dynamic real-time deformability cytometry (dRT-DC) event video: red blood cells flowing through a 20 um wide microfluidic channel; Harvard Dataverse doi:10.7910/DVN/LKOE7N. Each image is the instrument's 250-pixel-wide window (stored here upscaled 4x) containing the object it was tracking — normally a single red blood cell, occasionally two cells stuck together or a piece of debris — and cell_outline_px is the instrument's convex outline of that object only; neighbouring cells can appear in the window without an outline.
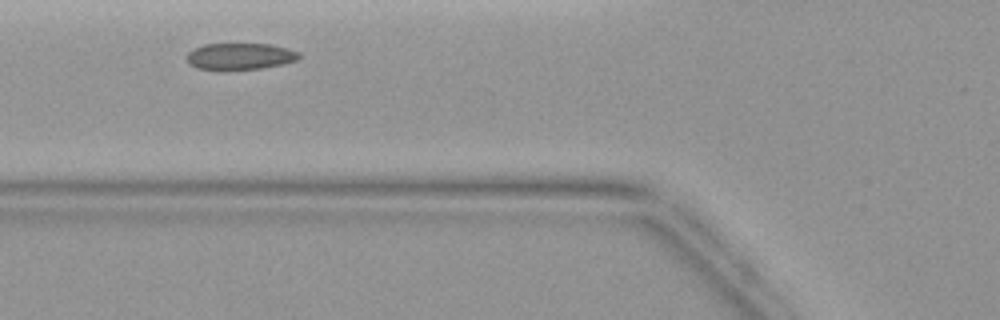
{"species": "common noctule bat (a hibernating species)", "species_latin": "Nyctalus noctula", "temperature_condition": "warm", "stored_images_in_passage": 2, "camera_frame_rate_fps": 3000, "um_per_image_px": 0.085, "animal": {"sex": "female", "body_mass_g": 19.9}, "frame": {"image": 1, "passage_image": 2, "time_ms": 1.0, "image_size_px": [1000, 320], "cell_outline_px": [[300, 56], [296, 60], [284, 64], [260, 68], [196, 68], [188, 64], [188, 52], [204, 44], [272, 44], [288, 48], [300, 52]], "centroid_in_image_um": [20.46, 4.76], "position_along_channel_um": 105.3, "area_um2": 16.94}}